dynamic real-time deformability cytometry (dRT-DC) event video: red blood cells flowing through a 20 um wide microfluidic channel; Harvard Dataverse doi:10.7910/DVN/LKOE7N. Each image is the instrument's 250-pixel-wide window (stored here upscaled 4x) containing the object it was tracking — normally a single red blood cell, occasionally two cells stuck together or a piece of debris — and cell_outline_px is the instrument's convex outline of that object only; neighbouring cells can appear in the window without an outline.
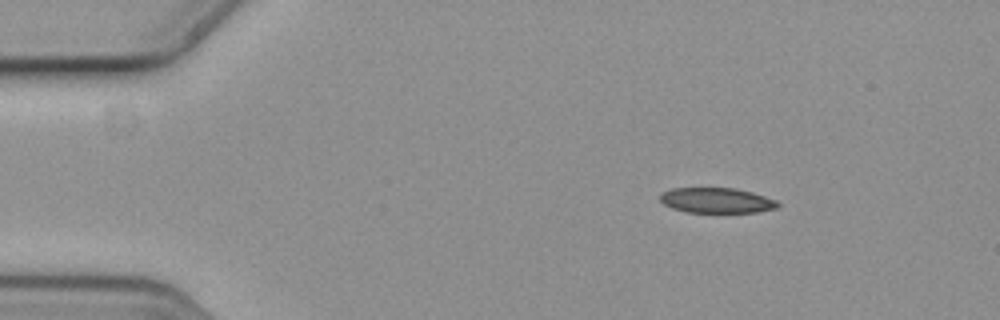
{"species": "common noctule bat (a hibernating species)", "species_latin": "Nyctalus noctula", "temperature_condition": "cold", "stored_images_in_passage": 3, "camera_frame_rate_fps": 3000, "um_per_image_px": 0.085, "animal": {"sex": "female", "body_mass_g": 19.3, "forearm_length_mm": 54.1}, "frame": {"image": 1, "passage_image": 1, "time_ms": 0.0, "image_size_px": [1000, 320], "cell_outline_px": [[780, 204], [776, 208], [756, 212], [684, 212], [672, 208], [664, 204], [660, 200], [660, 196], [664, 192], [672, 188], [732, 188], [752, 192], [776, 200]], "centroid_in_image_um": [60.9, 17.03], "position_along_channel_um": 24.1, "area_um2": 17.17}}